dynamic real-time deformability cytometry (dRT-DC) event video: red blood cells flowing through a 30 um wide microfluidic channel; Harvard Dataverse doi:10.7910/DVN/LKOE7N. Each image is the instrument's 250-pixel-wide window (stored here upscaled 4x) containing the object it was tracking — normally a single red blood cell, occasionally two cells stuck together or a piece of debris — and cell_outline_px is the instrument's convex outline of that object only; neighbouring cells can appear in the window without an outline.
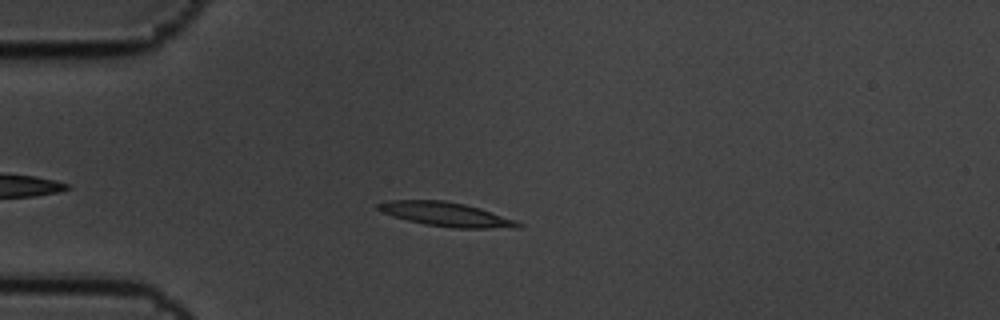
{"species": "common noctule bat (a hibernating species)", "species_latin": "Nyctalus noctula", "temperature_condition": "cold", "stored_images_in_passage": 8, "camera_frame_rate_fps": 3000, "um_per_image_px": 0.085, "animal": {"sex": "male", "body_mass_g": 19.5, "forearm_length_mm": 54.6}, "frame": {"image": 1, "passage_image": 4, "time_ms": 1.0, "image_size_px": [1000, 320], "cell_outline_px": [[524, 224], [520, 228], [456, 228], [424, 224], [408, 220], [380, 212], [376, 208], [376, 204], [392, 200], [444, 200], [464, 204], [480, 208], [516, 220]], "centroid_in_image_um": [37.94, 18.22], "position_along_channel_um": 47.1, "area_um2": 19.65}}
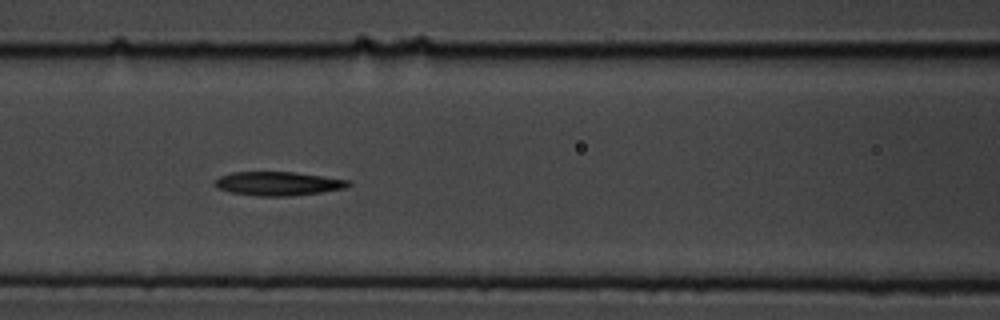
{"frame": {"image": 2, "passage_image": 7, "time_ms": 2.0, "image_size_px": [1000, 320], "cell_outline_px": [[352, 184], [344, 188], [320, 192], [288, 196], [260, 196], [228, 192], [216, 188], [212, 184], [220, 176], [232, 172], [292, 172], [352, 180]], "centroid_in_image_um": [23.61, 15.6], "position_along_channel_um": 143.0, "area_um2": 18.55}}
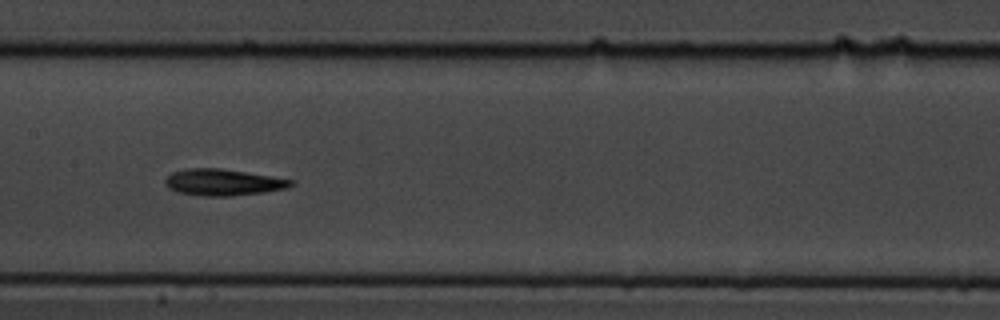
{"frame": {"image": 3, "passage_image": 8, "time_ms": 2.333, "image_size_px": [1000, 320], "cell_outline_px": [[296, 184], [288, 188], [264, 192], [232, 196], [204, 196], [180, 192], [168, 188], [164, 184], [164, 180], [172, 172], [188, 168], [220, 168], [272, 176], [296, 180]], "centroid_in_image_um": [19.01, 15.49], "position_along_channel_um": 188.4, "area_um2": 19.54}}